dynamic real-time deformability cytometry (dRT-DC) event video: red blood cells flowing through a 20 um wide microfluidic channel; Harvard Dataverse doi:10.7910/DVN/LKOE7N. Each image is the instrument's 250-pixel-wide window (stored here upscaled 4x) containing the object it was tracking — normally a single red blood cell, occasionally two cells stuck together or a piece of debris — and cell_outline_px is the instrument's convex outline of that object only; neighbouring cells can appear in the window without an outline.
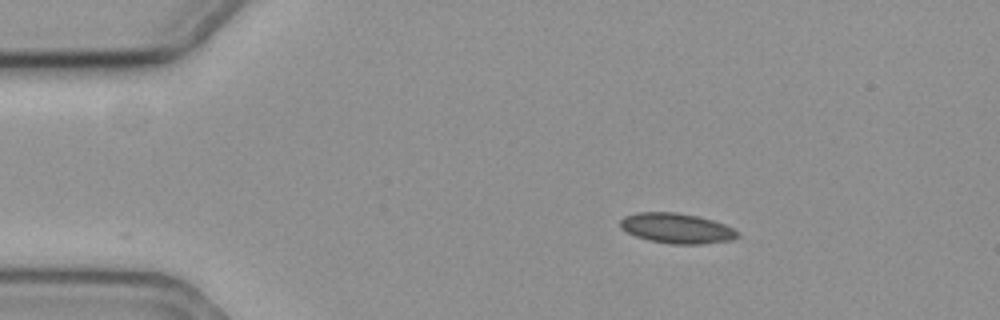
{"species": "common noctule bat (a hibernating species)", "species_latin": "Nyctalus noctula", "temperature_condition": "cold", "stored_images_in_passage": 10, "camera_frame_rate_fps": 3000, "um_per_image_px": 0.085, "animal": {"sex": "female", "body_mass_g": 19.3, "forearm_length_mm": 54.1}, "frame": {"image": 1, "passage_image": 1, "time_ms": 0.0, "image_size_px": [1000, 320], "cell_outline_px": [[740, 236], [732, 240], [704, 244], [672, 244], [648, 240], [636, 236], [620, 228], [620, 220], [624, 216], [636, 212], [676, 212], [700, 216], [724, 224], [740, 232]], "centroid_in_image_um": [57.54, 19.4], "position_along_channel_um": 27.5, "area_um2": 20.81}}
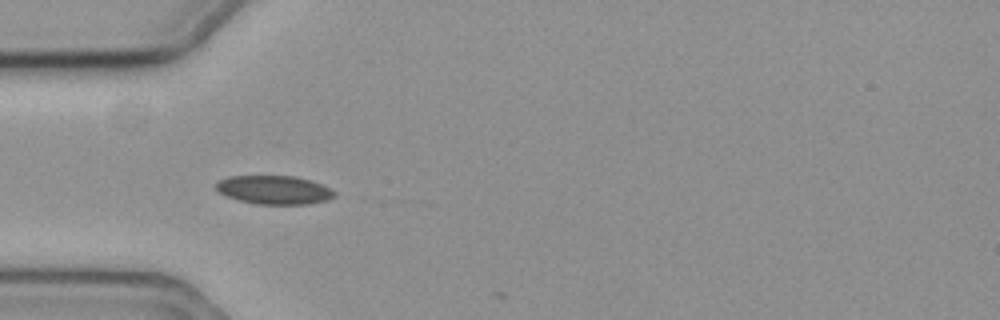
{"frame": {"image": 2, "passage_image": 9, "time_ms": 2.667, "image_size_px": [1000, 320], "cell_outline_px": [[336, 196], [328, 200], [308, 204], [256, 204], [236, 200], [216, 192], [216, 184], [220, 180], [228, 176], [296, 176], [312, 180], [324, 184], [336, 192]], "centroid_in_image_um": [23.32, 16.14], "position_along_channel_um": 61.7, "area_um2": 20.11}}